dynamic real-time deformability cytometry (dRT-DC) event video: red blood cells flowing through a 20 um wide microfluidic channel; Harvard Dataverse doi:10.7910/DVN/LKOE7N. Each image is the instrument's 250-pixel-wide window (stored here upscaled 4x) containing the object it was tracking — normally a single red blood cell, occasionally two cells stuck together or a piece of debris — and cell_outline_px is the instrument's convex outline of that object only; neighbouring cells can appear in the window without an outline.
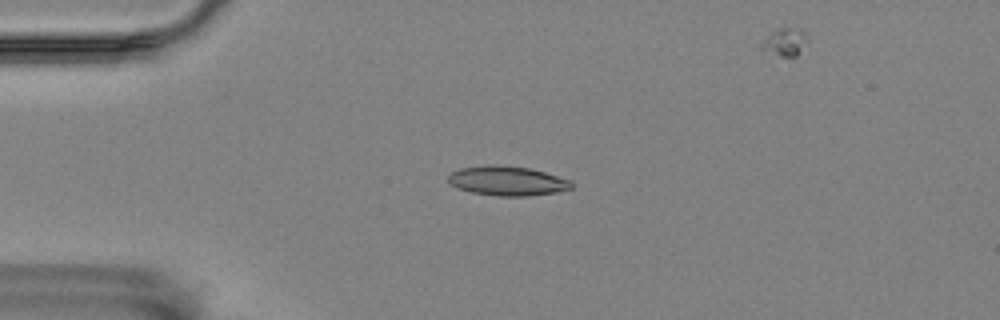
{"species": "Egyptian fruit bat (a non-hibernating species)", "species_latin": "Rousettus aegyptiacus", "temperature_condition": "room temperature", "stored_images_in_passage": 5, "camera_frame_rate_fps": 3000, "um_per_image_px": 0.085, "animal": {"sex": "female"}, "frame": {"image": 1, "passage_image": 3, "time_ms": 0.667, "image_size_px": [1000, 320], "cell_outline_px": [[572, 188], [556, 192], [528, 196], [496, 196], [472, 192], [456, 188], [448, 184], [448, 176], [452, 172], [460, 168], [488, 164], [500, 164], [528, 168], [544, 172], [568, 180], [572, 184]], "centroid_in_image_um": [43.05, 15.37], "position_along_channel_um": 42.0, "area_um2": 21.21}}